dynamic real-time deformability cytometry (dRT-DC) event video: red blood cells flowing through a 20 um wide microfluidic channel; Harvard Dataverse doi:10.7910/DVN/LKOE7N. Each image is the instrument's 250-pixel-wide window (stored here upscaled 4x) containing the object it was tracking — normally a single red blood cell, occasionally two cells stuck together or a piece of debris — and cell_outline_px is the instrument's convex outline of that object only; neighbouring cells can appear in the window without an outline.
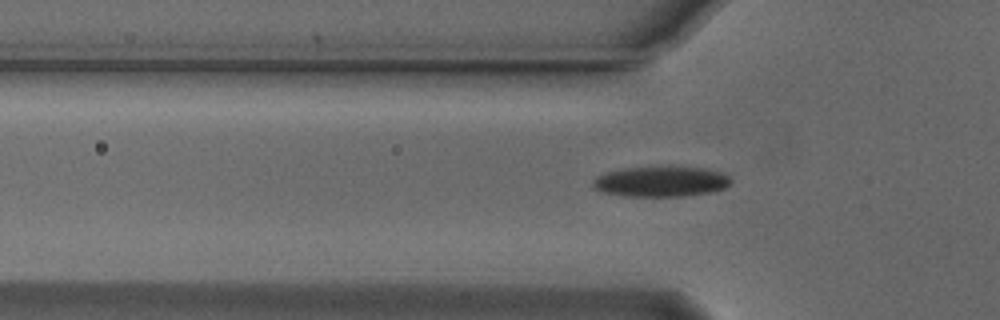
{"species": "Egyptian fruit bat (a non-hibernating species)", "species_latin": "Rousettus aegyptiacus", "temperature_condition": "cold", "stored_images_in_passage": 38, "camera_frame_rate_fps": 3000, "um_per_image_px": 0.085, "animal": {"sex": "male"}, "frame": {"image": 1, "passage_image": 3, "time_ms": 0.667, "image_size_px": [1000, 320], "cell_outline_px": [[732, 180], [724, 188], [712, 192], [684, 196], [624, 196], [604, 192], [592, 188], [592, 180], [596, 176], [608, 172], [624, 168], [704, 168], [720, 172], [728, 176]], "centroid_in_image_um": [56.15, 15.45], "position_along_channel_um": 69.7, "area_um2": 23.99}}
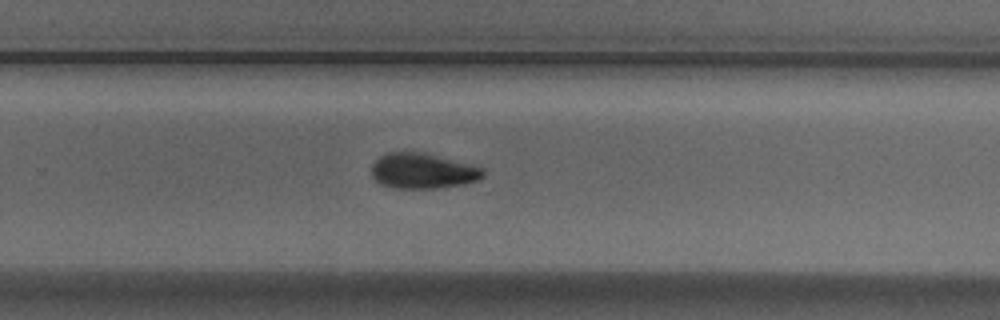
{"frame": {"image": 2, "passage_image": 21, "time_ms": 6.667, "image_size_px": [1000, 320], "cell_outline_px": [[484, 176], [480, 180], [464, 184], [436, 188], [392, 188], [380, 184], [372, 176], [372, 164], [380, 156], [388, 152], [420, 152], [484, 168]], "centroid_in_image_um": [35.92, 14.54], "position_along_channel_um": 293.9, "area_um2": 22.83}}
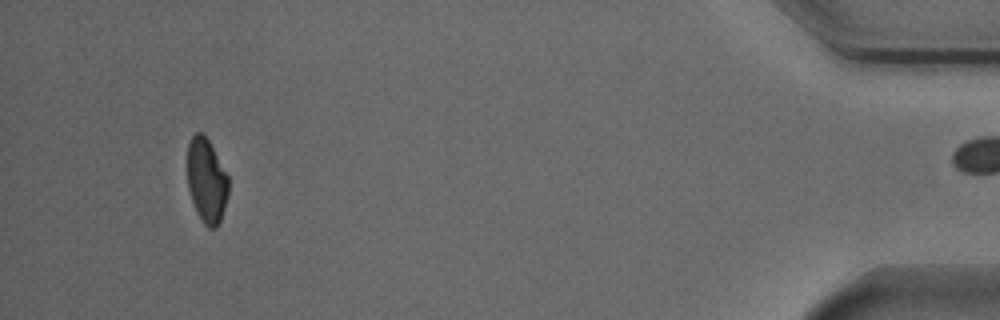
{"frame": {"image": 3, "passage_image": 37, "time_ms": 12.0, "image_size_px": [1000, 320], "cell_outline_px": [[228, 196], [220, 220], [216, 228], [208, 228], [204, 224], [196, 212], [188, 188], [188, 144], [192, 136], [196, 132], [200, 132], [208, 140], [228, 176]], "centroid_in_image_um": [17.56, 15.38], "position_along_channel_um": 417.6, "area_um2": 19.94}, "authors_computed_cell_mechanics": {"area_um2": 23.5246, "velocity_mm_per_s": 3.7437, "shape_relaxation_time_tau1_ms": 2.3232, "shape_relaxation_time_tau2_ms": null, "deformation_change_tau1": 0.1142, "deformation_change_tau2": null}}